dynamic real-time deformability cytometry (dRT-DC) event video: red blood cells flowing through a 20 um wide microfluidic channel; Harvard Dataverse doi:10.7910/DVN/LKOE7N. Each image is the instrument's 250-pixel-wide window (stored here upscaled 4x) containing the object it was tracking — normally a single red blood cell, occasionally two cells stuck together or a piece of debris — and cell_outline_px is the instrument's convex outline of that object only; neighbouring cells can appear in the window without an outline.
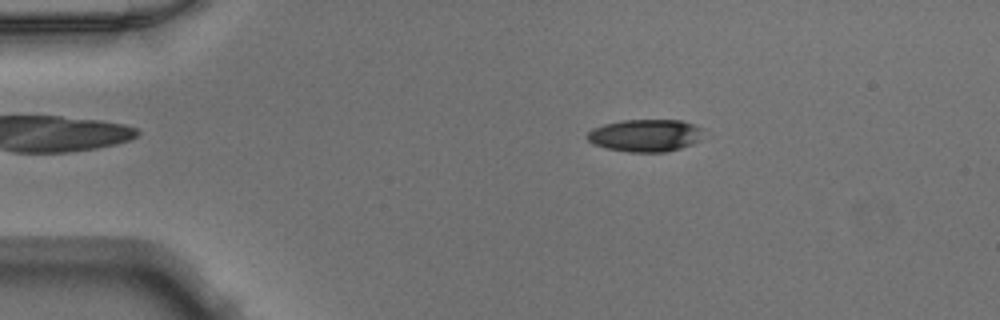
{"species": "Egyptian fruit bat (a non-hibernating species)", "species_latin": "Rousettus aegyptiacus", "temperature_condition": "warm", "stored_images_in_passage": 49, "camera_frame_rate_fps": 3000, "um_per_image_px": 0.085, "animal": {"sex": "male"}, "frame": {"image": 1, "passage_image": 9, "time_ms": 2.667, "image_size_px": [1000, 320], "cell_outline_px": [[704, 128], [700, 140], [692, 144], [680, 148], [664, 152], [628, 152], [608, 148], [592, 144], [588, 140], [588, 132], [592, 128], [604, 124], [620, 120], [680, 120]], "centroid_in_image_um": [54.86, 11.51], "position_along_channel_um": 30.1, "area_um2": 21.96}}
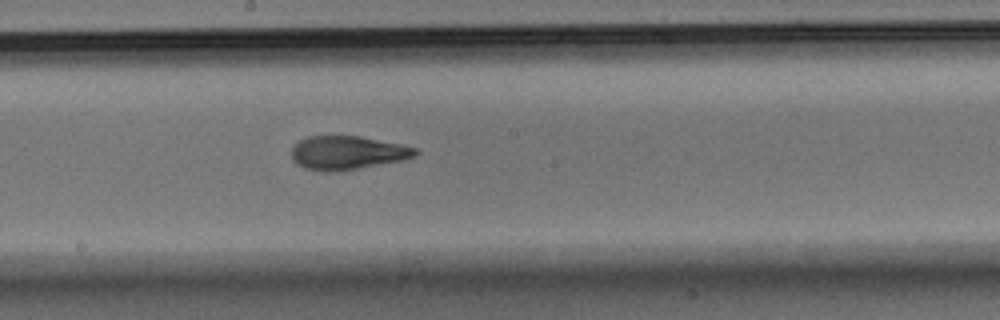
{"frame": {"image": 2, "passage_image": 27, "time_ms": 8.667, "image_size_px": [1000, 320], "cell_outline_px": [[420, 152], [416, 156], [400, 160], [356, 168], [332, 172], [324, 172], [304, 168], [296, 164], [292, 160], [292, 148], [300, 140], [308, 136], [360, 136], [400, 144], [416, 148]], "centroid_in_image_um": [29.5, 12.98], "position_along_channel_um": 218.7, "area_um2": 24.04}}
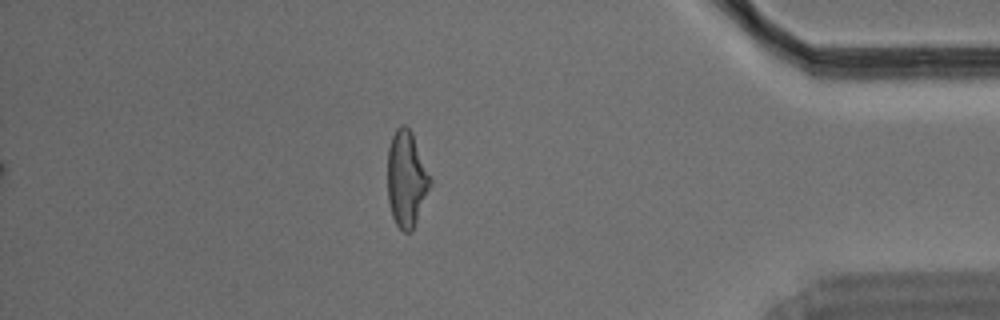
{"frame": {"image": 3, "passage_image": 43, "time_ms": 14.0, "image_size_px": [1000, 320], "cell_outline_px": [[432, 184], [412, 232], [404, 232], [396, 224], [392, 216], [388, 200], [388, 148], [392, 136], [396, 128], [400, 124], [404, 124], [412, 132], [432, 176]], "centroid_in_image_um": [34.58, 15.19], "position_along_channel_um": 400.6, "area_um2": 24.22}}